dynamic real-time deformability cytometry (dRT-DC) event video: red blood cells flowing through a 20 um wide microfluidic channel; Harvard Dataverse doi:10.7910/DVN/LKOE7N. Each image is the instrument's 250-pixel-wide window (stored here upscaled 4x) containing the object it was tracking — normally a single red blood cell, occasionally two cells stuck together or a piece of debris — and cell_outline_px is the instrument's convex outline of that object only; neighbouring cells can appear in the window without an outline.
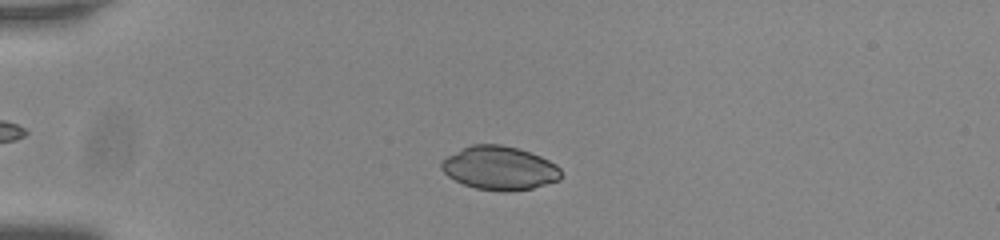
{"species": "common noctule bat (a hibernating species)", "species_latin": "Nyctalus noctula", "temperature_condition": "room temperature", "stored_images_in_passage": 45, "camera_frame_rate_fps": 3000, "um_per_image_px": 0.085, "animal": {"sex": "male", "body_mass_g": 20.0, "forearm_length_mm": 53.3}, "frame": {"image": 1, "passage_image": 10, "time_ms": 3.0, "image_size_px": [1000, 240], "cell_outline_px": [[564, 176], [560, 180], [532, 188], [508, 192], [504, 192], [476, 188], [464, 184], [448, 176], [440, 168], [440, 160], [472, 144], [500, 144], [520, 148], [540, 156], [556, 164], [560, 168]], "centroid_in_image_um": [42.49, 14.29], "position_along_channel_um": 42.5, "area_um2": 30.58}}